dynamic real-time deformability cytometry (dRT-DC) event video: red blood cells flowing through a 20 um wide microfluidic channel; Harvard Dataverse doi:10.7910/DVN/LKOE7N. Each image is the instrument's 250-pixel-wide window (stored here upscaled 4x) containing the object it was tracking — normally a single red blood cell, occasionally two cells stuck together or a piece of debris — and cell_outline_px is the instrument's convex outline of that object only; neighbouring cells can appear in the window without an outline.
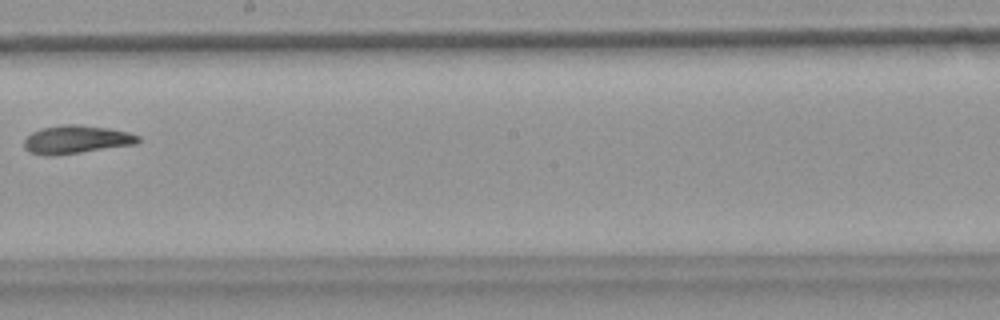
{"species": "common noctule bat (a hibernating species)", "species_latin": "Nyctalus noctula", "temperature_condition": "warm", "stored_images_in_passage": 9, "camera_frame_rate_fps": 3000, "um_per_image_px": 0.085, "animal": {"sex": "female", "body_mass_g": 18.4}, "frame": {"image": 1, "passage_image": 8, "time_ms": 2.333, "image_size_px": [1000, 320], "cell_outline_px": [[140, 140], [136, 144], [52, 156], [48, 156], [28, 152], [24, 148], [24, 140], [32, 132], [40, 128], [60, 124], [76, 124], [108, 128], [128, 132], [140, 136]], "centroid_in_image_um": [6.45, 11.85], "position_along_channel_um": 241.7, "area_um2": 18.79}}
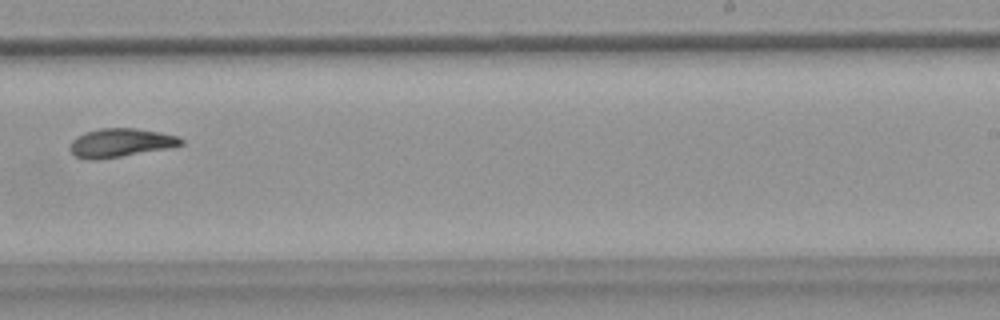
{"frame": {"image": 2, "passage_image": 9, "time_ms": 2.667, "image_size_px": [1000, 320], "cell_outline_px": [[184, 144], [168, 148], [96, 160], [84, 160], [76, 156], [68, 148], [72, 140], [76, 136], [84, 132], [100, 128], [136, 128], [160, 132], [180, 136], [184, 140]], "centroid_in_image_um": [10.23, 12.13], "position_along_channel_um": 278.8, "area_um2": 18.67}}